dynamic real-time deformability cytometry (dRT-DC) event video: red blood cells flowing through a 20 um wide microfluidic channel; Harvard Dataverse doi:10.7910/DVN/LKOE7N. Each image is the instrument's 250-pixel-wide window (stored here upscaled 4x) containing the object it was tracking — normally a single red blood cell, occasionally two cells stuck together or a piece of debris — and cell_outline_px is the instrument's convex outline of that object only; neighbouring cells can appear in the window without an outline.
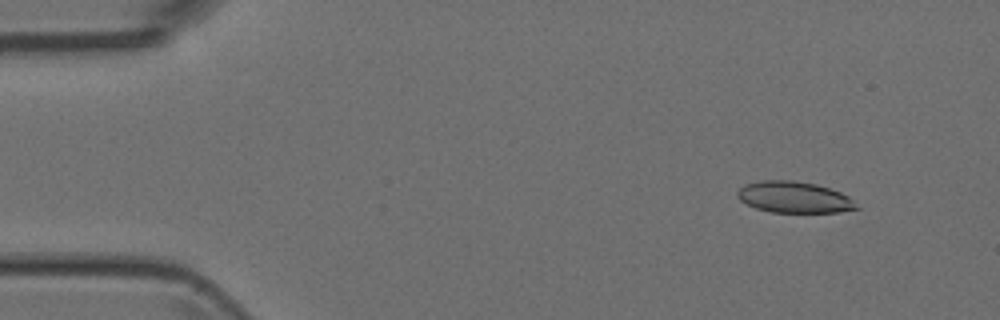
{"species": "Egyptian fruit bat (a non-hibernating species)", "species_latin": "Rousettus aegyptiacus", "temperature_condition": "room temperature", "stored_images_in_passage": 48, "camera_frame_rate_fps": 3000, "um_per_image_px": 0.085, "animal": {"sex": "female"}, "frame": {"image": 1, "passage_image": 4, "time_ms": 1.0, "image_size_px": [1000, 320], "cell_outline_px": [[860, 208], [836, 212], [772, 212], [756, 208], [740, 200], [736, 196], [736, 192], [744, 184], [760, 180], [796, 180], [816, 184], [840, 192], [848, 196]], "centroid_in_image_um": [67.47, 16.75], "position_along_channel_um": 17.5, "area_um2": 21.68}}
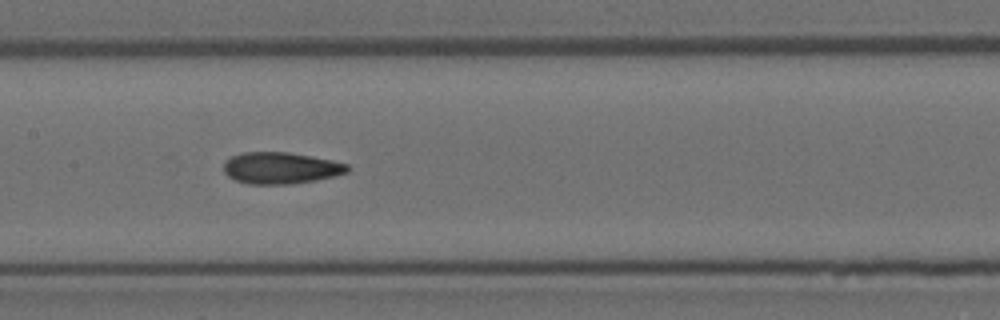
{"frame": {"image": 2, "passage_image": 23, "time_ms": 7.333, "image_size_px": [1000, 320], "cell_outline_px": [[348, 172], [336, 176], [316, 180], [292, 184], [248, 184], [236, 180], [228, 176], [224, 172], [224, 160], [232, 156], [244, 152], [288, 152], [312, 156], [332, 160], [348, 164]], "centroid_in_image_um": [23.86, 14.28], "position_along_channel_um": 183.5, "area_um2": 22.89}}
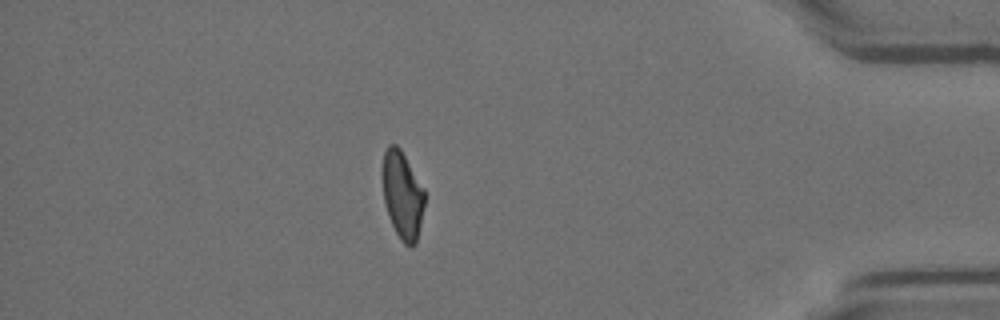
{"frame": {"image": 3, "passage_image": 42, "time_ms": 13.667, "image_size_px": [1000, 320], "cell_outline_px": [[424, 204], [416, 244], [412, 248], [404, 244], [400, 240], [388, 216], [384, 200], [380, 172], [384, 152], [388, 144], [396, 144], [400, 148], [424, 188]], "centroid_in_image_um": [34.17, 16.55], "position_along_channel_um": 401.0, "area_um2": 21.79}}